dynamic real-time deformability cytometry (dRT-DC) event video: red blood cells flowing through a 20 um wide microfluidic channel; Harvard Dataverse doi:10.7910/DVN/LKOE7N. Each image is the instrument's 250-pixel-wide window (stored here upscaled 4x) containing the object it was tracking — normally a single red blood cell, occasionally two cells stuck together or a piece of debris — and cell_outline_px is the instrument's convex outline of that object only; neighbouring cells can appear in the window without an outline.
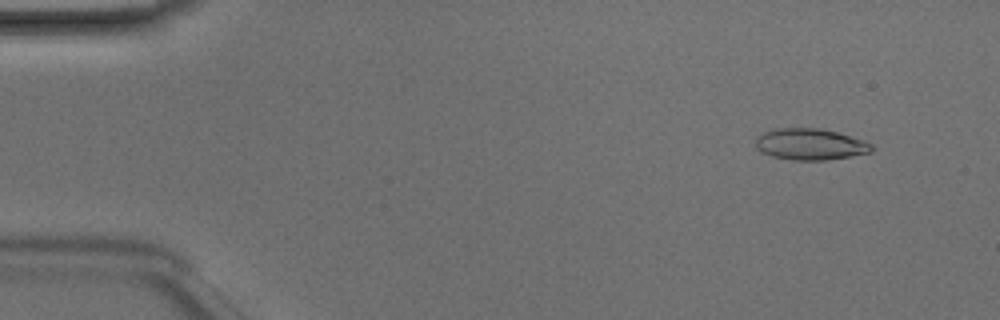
{"species": "Egyptian fruit bat (a non-hibernating species)", "species_latin": "Rousettus aegyptiacus", "temperature_condition": "room temperature", "stored_images_in_passage": 7, "camera_frame_rate_fps": 3000, "um_per_image_px": 0.085, "animal": {"sex": "male"}, "frame": {"image": 1, "passage_image": 4, "time_ms": 1.0, "image_size_px": [1000, 320], "cell_outline_px": [[872, 152], [824, 160], [792, 160], [772, 156], [760, 152], [756, 148], [756, 136], [760, 132], [772, 128], [820, 128], [836, 132], [864, 140], [872, 144]], "centroid_in_image_um": [68.8, 12.25], "position_along_channel_um": 16.2, "area_um2": 21.33}}